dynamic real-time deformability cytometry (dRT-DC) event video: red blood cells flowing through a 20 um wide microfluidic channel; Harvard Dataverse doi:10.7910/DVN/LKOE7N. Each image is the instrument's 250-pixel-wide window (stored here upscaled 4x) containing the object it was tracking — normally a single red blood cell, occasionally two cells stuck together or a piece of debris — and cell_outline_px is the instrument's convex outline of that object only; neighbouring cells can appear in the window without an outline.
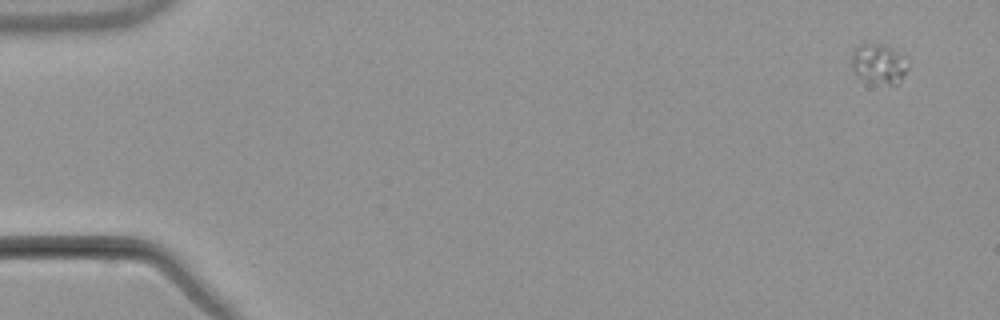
{"species": "common noctule bat (a hibernating species)", "species_latin": "Nyctalus noctula", "temperature_condition": "warm", "stored_images_in_passage": 5, "camera_frame_rate_fps": 3000, "um_per_image_px": 0.085, "animal": {"sex": "male", "body_mass_g": 21.5, "forearm_length_mm": 52.0}, "frame": {"image": 1, "passage_image": 1, "time_ms": 0.0, "image_size_px": [1000, 320], "cell_outline_px": [[908, 68], [900, 84], [888, 84], [868, 80], [856, 72], [852, 68], [852, 52], [860, 44], [884, 44], [892, 48], [908, 64]], "centroid_in_image_um": [74.72, 5.41], "position_along_channel_um": 10.3, "area_um2": 12.6}}
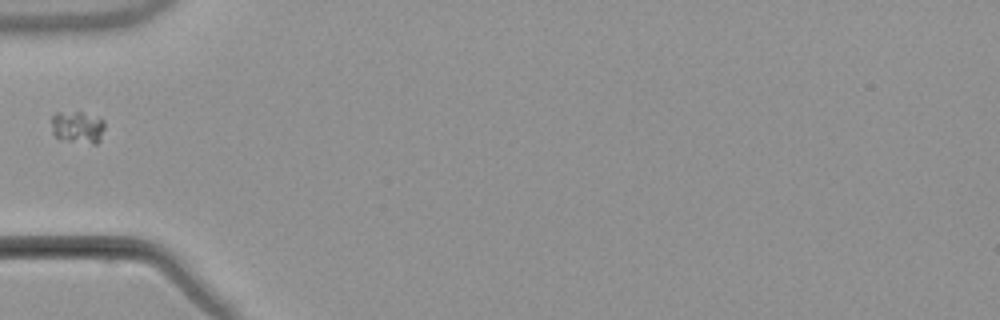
{"frame": {"image": 2, "passage_image": 5, "time_ms": 5.667, "image_size_px": [1000, 320], "cell_outline_px": [[104, 128], [100, 140], [96, 144], [92, 144], [60, 140], [52, 132], [52, 116], [56, 112], [80, 112], [100, 116], [104, 120]], "centroid_in_image_um": [6.62, 10.81], "position_along_channel_um": 78.4, "area_um2": 10.23}}